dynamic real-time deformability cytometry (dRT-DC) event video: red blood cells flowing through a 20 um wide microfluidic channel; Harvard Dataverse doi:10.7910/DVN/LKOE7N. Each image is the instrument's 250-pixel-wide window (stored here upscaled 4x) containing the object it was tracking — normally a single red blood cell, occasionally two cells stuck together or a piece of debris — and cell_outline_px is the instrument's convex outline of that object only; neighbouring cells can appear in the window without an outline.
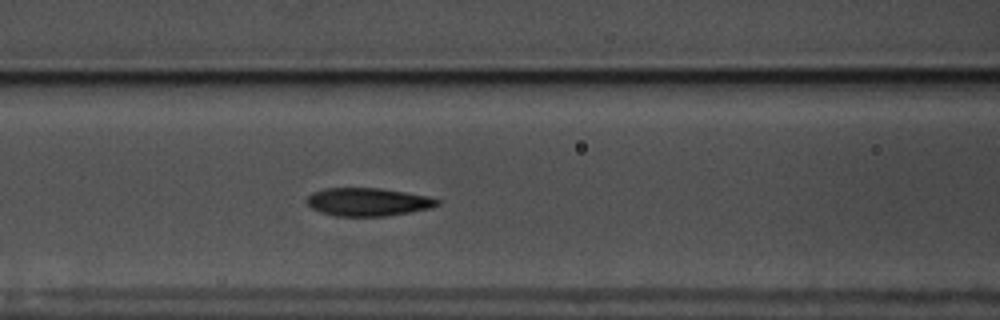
{"species": "common noctule bat (a hibernating species)", "species_latin": "Nyctalus noctula", "temperature_condition": "warm", "stored_images_in_passage": 48, "camera_frame_rate_fps": 3000, "um_per_image_px": 0.085, "animal": {"sex": "male", "body_mass_g": 17.5, "forearm_length_mm": 52.3}, "frame": {"image": 1, "passage_image": 15, "time_ms": 4.667, "image_size_px": [1000, 320], "cell_outline_px": [[440, 204], [428, 208], [388, 216], [336, 216], [320, 212], [312, 208], [304, 200], [312, 192], [324, 188], [380, 188], [428, 196], [440, 200]], "centroid_in_image_um": [31.23, 17.16], "position_along_channel_um": 135.4, "area_um2": 21.33}}
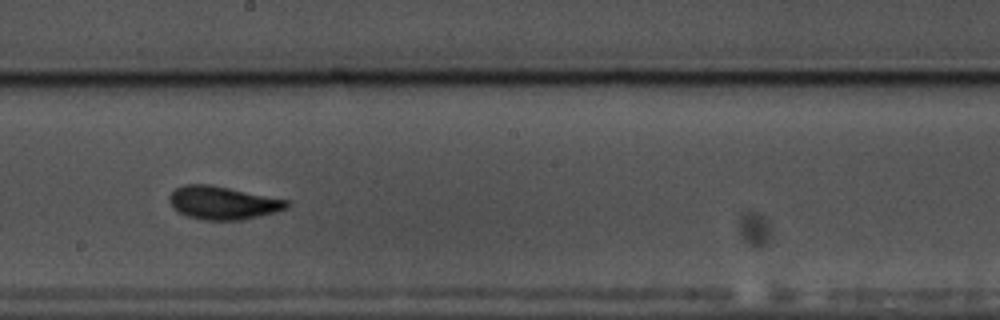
{"frame": {"image": 2, "passage_image": 23, "time_ms": 7.333, "image_size_px": [1000, 320], "cell_outline_px": [[292, 204], [288, 208], [276, 212], [240, 220], [204, 220], [188, 216], [172, 208], [168, 200], [168, 196], [176, 188], [184, 184], [212, 184], [288, 200]], "centroid_in_image_um": [18.94, 17.23], "position_along_channel_um": 229.3, "area_um2": 22.83}}
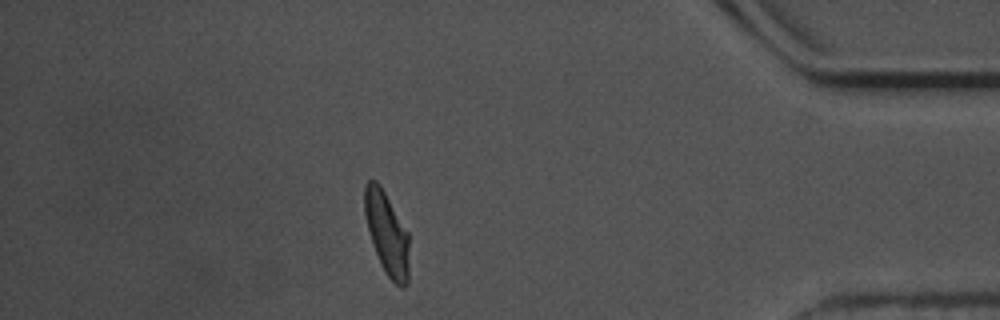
{"frame": {"image": 3, "passage_image": 41, "time_ms": 13.333, "image_size_px": [1000, 320], "cell_outline_px": [[408, 284], [404, 288], [400, 288], [388, 276], [372, 244], [364, 212], [364, 184], [368, 180], [376, 180], [380, 184], [408, 232]], "centroid_in_image_um": [32.88, 19.81], "position_along_channel_um": 402.3, "area_um2": 21.27}, "authors_computed_cell_mechanics": {"area_um2": 21.9062, "velocity_mm_per_s": 3.5411, "shape_relaxation_time_tau1_ms": 4.0075, "shape_relaxation_time_tau2_ms": 2.1408, "deformation_change_tau1": 0.1536, "deformation_change_tau2": 0.0795}}